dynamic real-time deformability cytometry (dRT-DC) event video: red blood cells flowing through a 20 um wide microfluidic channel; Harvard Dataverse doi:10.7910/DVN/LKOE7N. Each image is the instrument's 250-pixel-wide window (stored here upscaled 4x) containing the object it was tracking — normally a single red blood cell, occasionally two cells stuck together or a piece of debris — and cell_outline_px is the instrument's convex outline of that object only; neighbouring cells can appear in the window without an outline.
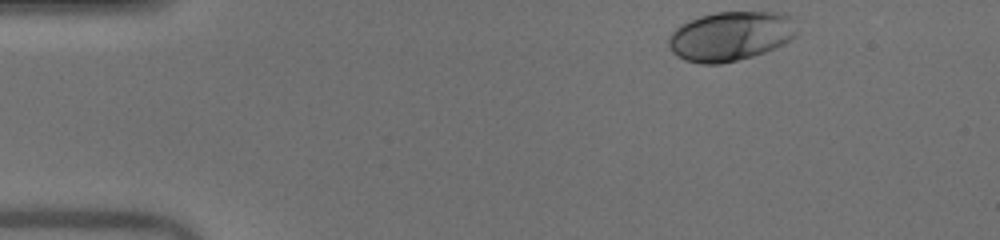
{"species": "human", "species_latin": "Homo sapiens", "temperature_condition": "warm", "stored_images_in_passage": 36, "camera_frame_rate_fps": 3000, "um_per_image_px": 0.085, "donor": {"sex": "male"}, "frame": {"image": 1, "passage_image": 1, "time_ms": 0.0, "image_size_px": [1000, 240], "cell_outline_px": [[800, 32], [796, 36], [784, 44], [764, 52], [752, 56], [720, 64], [700, 64], [684, 60], [676, 56], [668, 48], [668, 36], [680, 24], [700, 16], [716, 12], [788, 12], [792, 16]], "centroid_in_image_um": [62.13, 3.06], "position_along_channel_um": 22.9, "area_um2": 37.57}}
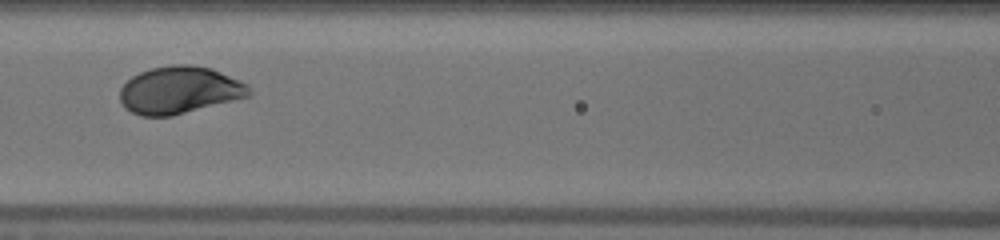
{"frame": {"image": 2, "passage_image": 17, "time_ms": 5.333, "image_size_px": [1000, 240], "cell_outline_px": [[252, 96], [172, 116], [140, 116], [124, 108], [120, 100], [120, 88], [132, 76], [140, 72], [152, 68], [172, 64], [192, 64], [212, 68], [240, 80], [248, 84], [252, 92]], "centroid_in_image_um": [15.28, 7.66], "position_along_channel_um": 151.3, "area_um2": 36.01}}
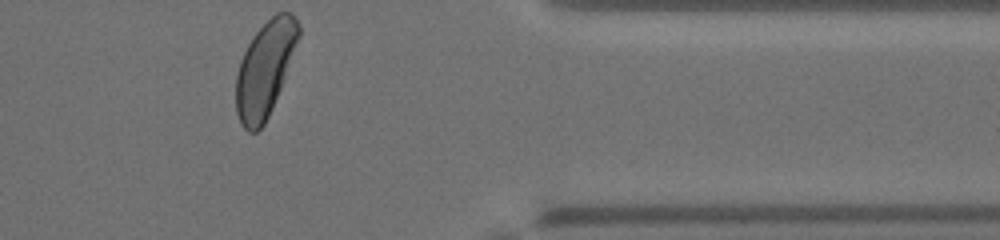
{"frame": {"image": 3, "passage_image": 36, "time_ms": 11.667, "image_size_px": [1000, 240], "cell_outline_px": [[300, 36], [280, 88], [268, 116], [264, 124], [256, 132], [248, 132], [240, 124], [236, 112], [236, 76], [240, 60], [252, 36], [276, 12], [292, 12], [300, 24]], "centroid_in_image_um": [22.52, 5.85], "position_along_channel_um": 388.9, "area_um2": 34.39}, "authors_computed_cell_mechanics": {"area_um2": 35.1713, "velocity_mm_per_s": 4.0274, "shape_relaxation_time_tau1_ms": 1.5952, "shape_relaxation_time_tau2_ms": null, "deformation_change_tau1": 0.1275, "deformation_change_tau2": null}}